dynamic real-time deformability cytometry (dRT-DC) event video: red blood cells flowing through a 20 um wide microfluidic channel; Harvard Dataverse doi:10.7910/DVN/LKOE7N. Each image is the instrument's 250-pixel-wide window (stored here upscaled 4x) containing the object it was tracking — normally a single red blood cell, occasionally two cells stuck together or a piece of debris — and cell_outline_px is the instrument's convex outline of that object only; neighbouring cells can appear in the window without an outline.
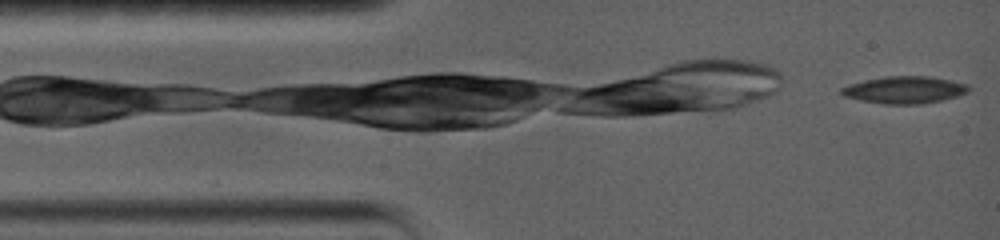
{"species": "common noctule bat (a hibernating species)", "species_latin": "Nyctalus noctula", "temperature_condition": "warm", "stored_images_in_passage": 47, "camera_frame_rate_fps": 5000, "um_per_image_px": 0.085, "animal": {"sex": "female", "body_mass_g": 19.0, "forearm_length_mm": 56.7}, "frame": {"image": 1, "passage_image": 1, "time_ms": 0.0, "image_size_px": [1000, 240], "cell_outline_px": [[968, 92], [956, 96], [940, 100], [920, 104], [884, 104], [860, 100], [844, 96], [840, 92], [840, 88], [848, 84], [864, 80], [888, 76], [932, 76], [968, 84]], "centroid_in_image_um": [76.85, 7.63], "position_along_channel_um": 8.1, "area_um2": 20.06}}
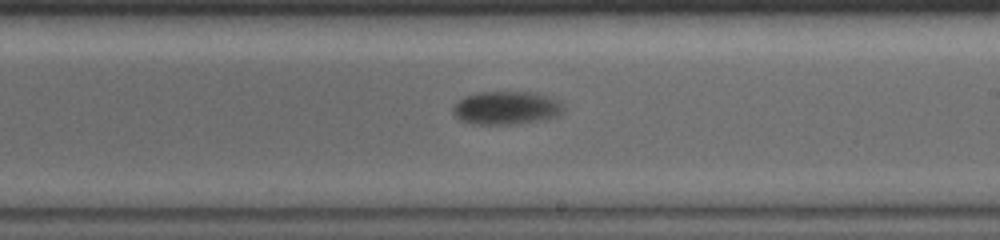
{"frame": {"image": 2, "passage_image": 23, "time_ms": 9.0, "image_size_px": [1000, 240], "cell_outline_px": [[564, 112], [560, 116], [548, 120], [520, 124], [472, 124], [460, 120], [452, 112], [452, 104], [456, 100], [464, 96], [480, 92], [532, 92], [548, 96], [560, 100], [564, 108]], "centroid_in_image_um": [43.06, 9.18], "position_along_channel_um": 245.9, "area_um2": 22.08}}
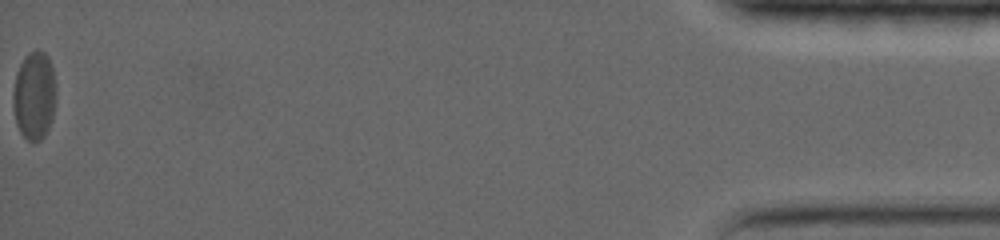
{"frame": {"image": 3, "passage_image": 47, "time_ms": 18.6, "image_size_px": [1000, 240], "cell_outline_px": [[56, 100], [52, 120], [44, 136], [40, 140], [28, 140], [20, 132], [16, 124], [12, 104], [12, 92], [16, 72], [24, 56], [28, 52], [36, 48], [44, 52], [48, 56], [52, 68], [56, 84]], "centroid_in_image_um": [2.91, 8.08], "position_along_channel_um": 432.3, "area_um2": 22.6}, "authors_computed_cell_mechanics": {"area_um2": 21.6172, "velocity_mm_per_s": 3.4658, "shape_relaxation_time_tau1_ms": 3.9704, "shape_relaxation_time_tau2_ms": null, "deformation_change_tau1": 0.1135, "deformation_change_tau2": null}}